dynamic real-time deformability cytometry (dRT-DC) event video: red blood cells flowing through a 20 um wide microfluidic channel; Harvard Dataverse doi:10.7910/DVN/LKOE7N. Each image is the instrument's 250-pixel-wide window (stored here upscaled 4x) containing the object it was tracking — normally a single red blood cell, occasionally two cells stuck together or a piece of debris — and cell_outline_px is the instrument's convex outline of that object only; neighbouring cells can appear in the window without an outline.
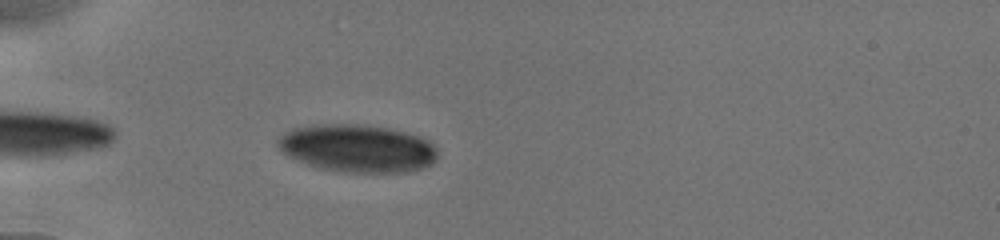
{"species": "human", "species_latin": "Homo sapiens", "temperature_condition": "cold", "stored_images_in_passage": 55, "camera_frame_rate_fps": 3000, "um_per_image_px": 0.085, "donor": {"sex": "male"}, "frame": {"image": 1, "passage_image": 3, "time_ms": 0.667, "image_size_px": [1000, 240], "cell_outline_px": [[436, 160], [420, 168], [408, 172], [344, 172], [324, 168], [308, 164], [288, 156], [276, 144], [276, 140], [284, 132], [292, 128], [324, 124], [356, 124], [388, 128], [420, 136], [432, 140], [436, 148]], "centroid_in_image_um": [30.39, 12.59], "position_along_channel_um": 54.6, "area_um2": 44.16}}
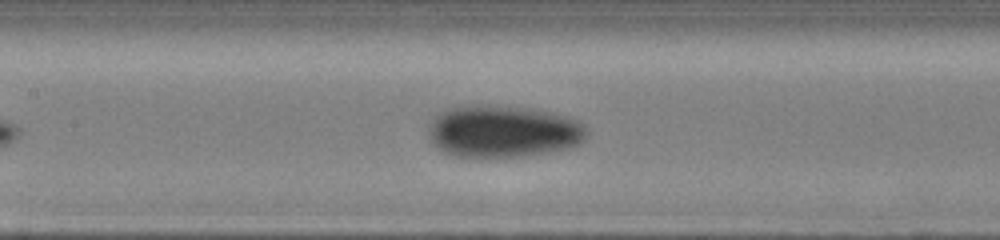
{"frame": {"image": 2, "passage_image": 12, "time_ms": 4.0, "image_size_px": [1000, 240], "cell_outline_px": [[588, 132], [584, 140], [568, 148], [520, 156], [452, 156], [444, 152], [432, 140], [432, 120], [436, 116], [452, 108], [480, 104], [484, 104], [532, 108], [552, 112], [568, 116], [580, 120], [584, 124]], "centroid_in_image_um": [42.86, 11.14], "position_along_channel_um": 164.5, "area_um2": 47.4}}
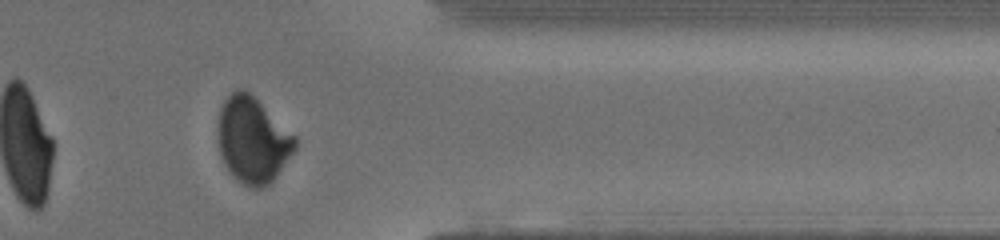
{"frame": {"image": 3, "passage_image": 36, "time_ms": 10.0, "image_size_px": [1000, 240], "cell_outline_px": [[296, 148], [276, 176], [268, 184], [260, 188], [252, 188], [236, 180], [228, 172], [220, 156], [216, 140], [216, 128], [220, 108], [224, 100], [236, 88], [244, 88], [296, 136]], "centroid_in_image_um": [21.42, 11.9], "position_along_channel_um": 390.0, "area_um2": 38.9}, "authors_computed_cell_mechanics": {"area_um2": 40.9224, "velocity_mm_per_s": 3.8982, "shape_relaxation_time_tau1_ms": 3.2255, "shape_relaxation_time_tau2_ms": 1.9955, "deformation_change_tau1": 0.076, "deformation_change_tau2": 0.0335}}